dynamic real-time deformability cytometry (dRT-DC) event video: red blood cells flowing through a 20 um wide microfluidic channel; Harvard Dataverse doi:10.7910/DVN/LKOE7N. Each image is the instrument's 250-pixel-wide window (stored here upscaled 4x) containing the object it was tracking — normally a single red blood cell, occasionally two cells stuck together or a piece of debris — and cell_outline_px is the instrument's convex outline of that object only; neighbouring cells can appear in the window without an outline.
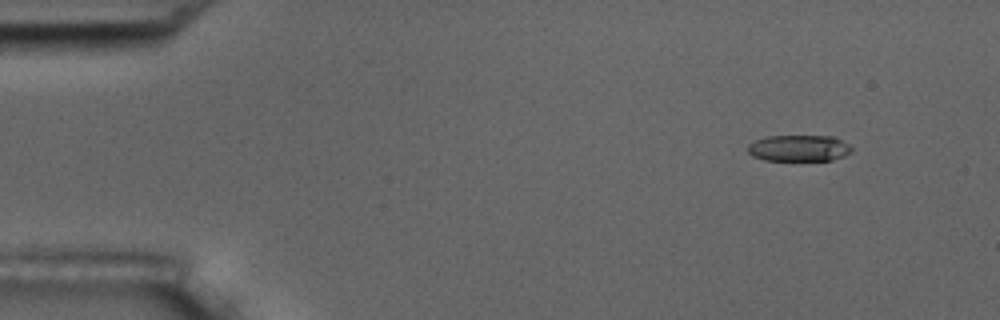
{"species": "common noctule bat (a hibernating species)", "species_latin": "Nyctalus noctula", "temperature_condition": "room temperature", "stored_images_in_passage": 4, "camera_frame_rate_fps": 3000, "um_per_image_px": 0.085, "animal": {"sex": "male", "body_mass_g": 17.5, "forearm_length_mm": 52.3}, "frame": {"image": 1, "passage_image": 1, "time_ms": 0.0, "image_size_px": [1000, 320], "cell_outline_px": [[852, 152], [844, 156], [832, 160], [764, 160], [752, 156], [748, 152], [748, 144], [764, 136], [836, 136], [848, 144], [852, 148]], "centroid_in_image_um": [67.92, 12.59], "position_along_channel_um": 17.1, "area_um2": 16.07}}
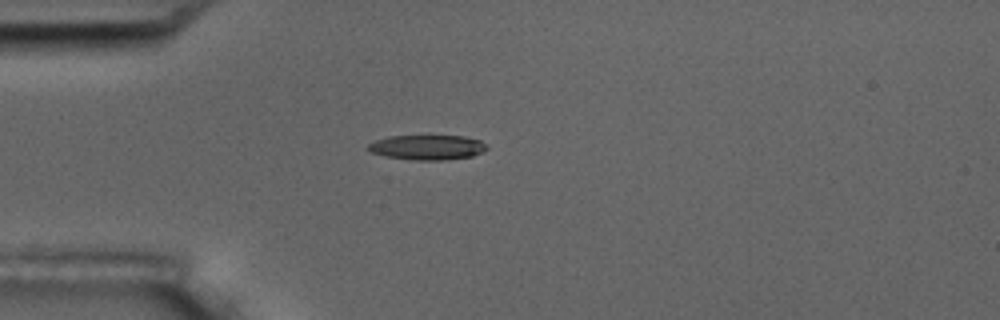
{"frame": {"image": 2, "passage_image": 4, "time_ms": 3.333, "image_size_px": [1000, 320], "cell_outline_px": [[488, 148], [484, 152], [472, 156], [448, 160], [416, 160], [384, 156], [372, 152], [364, 148], [368, 144], [376, 140], [388, 136], [464, 136], [480, 140], [488, 144]], "centroid_in_image_um": [36.35, 12.52], "position_along_channel_um": 48.7, "area_um2": 17.4}}